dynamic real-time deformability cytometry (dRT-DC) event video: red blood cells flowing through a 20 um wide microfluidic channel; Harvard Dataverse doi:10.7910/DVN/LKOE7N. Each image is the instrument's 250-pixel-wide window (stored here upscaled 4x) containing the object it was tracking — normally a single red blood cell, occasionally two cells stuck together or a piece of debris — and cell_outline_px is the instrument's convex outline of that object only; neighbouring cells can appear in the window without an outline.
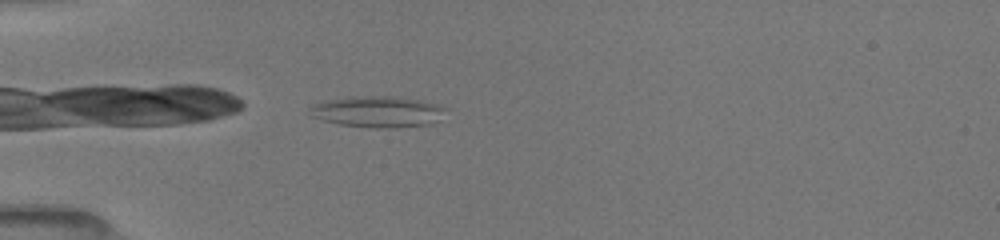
{"species": "common noctule bat (a hibernating species)", "species_latin": "Nyctalus noctula", "temperature_condition": "room temperature", "stored_images_in_passage": 15, "camera_frame_rate_fps": 3000, "um_per_image_px": 0.085, "animal": {"sex": "female", "body_mass_g": 19.5, "forearm_length_mm": 54.1}, "frame": {"image": 1, "passage_image": 15, "time_ms": 4.667, "image_size_px": [1000, 240], "cell_outline_px": [[448, 108], [432, 124], [396, 128], [372, 128], [340, 124], [324, 120], [312, 116], [308, 108], [312, 104], [324, 100], [352, 96], [400, 96], [420, 100], [436, 104]], "centroid_in_image_um": [32.08, 9.48], "position_along_channel_um": 52.9, "area_um2": 24.91}}